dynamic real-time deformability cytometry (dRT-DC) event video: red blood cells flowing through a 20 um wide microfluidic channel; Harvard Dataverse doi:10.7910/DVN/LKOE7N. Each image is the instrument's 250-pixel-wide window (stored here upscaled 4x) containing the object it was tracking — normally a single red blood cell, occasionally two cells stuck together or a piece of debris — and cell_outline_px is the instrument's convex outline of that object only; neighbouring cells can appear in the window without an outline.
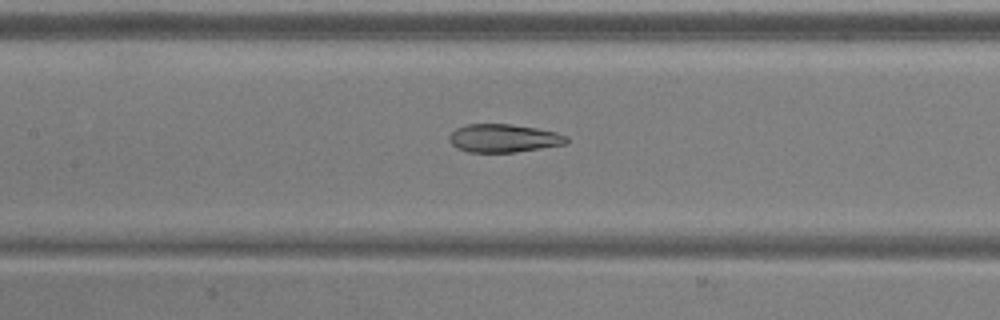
{"species": "common noctule bat (a hibernating species)", "species_latin": "Nyctalus noctula", "temperature_condition": "warm", "stored_images_in_passage": 30, "camera_frame_rate_fps": 3000, "um_per_image_px": 0.085, "animal": {"sex": "male", "body_mass_g": 20.5, "forearm_length_mm": 52.5}, "frame": {"image": 1, "passage_image": 13, "time_ms": 4.0, "image_size_px": [1000, 320], "cell_outline_px": [[568, 144], [516, 152], [468, 152], [456, 148], [448, 140], [448, 136], [456, 128], [464, 124], [512, 124], [536, 128], [556, 132], [568, 136]], "centroid_in_image_um": [42.81, 11.75], "position_along_channel_um": 164.6, "area_um2": 19.48}}
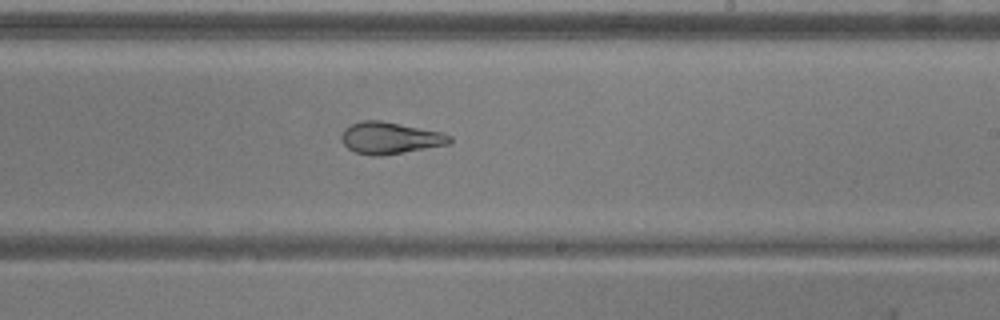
{"frame": {"image": 2, "passage_image": 20, "time_ms": 6.333, "image_size_px": [1000, 320], "cell_outline_px": [[452, 144], [380, 156], [372, 156], [356, 152], [348, 148], [344, 144], [340, 136], [344, 128], [352, 124], [364, 120], [380, 120], [444, 132], [452, 136]], "centroid_in_image_um": [33.2, 11.73], "position_along_channel_um": 255.8, "area_um2": 20.23}}
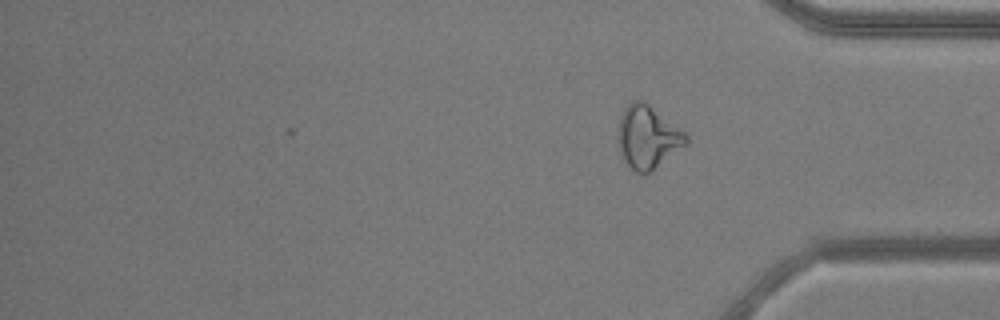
{"frame": {"image": 3, "passage_image": 30, "time_ms": 9.667, "image_size_px": [1000, 320], "cell_outline_px": [[688, 144], [652, 172], [636, 172], [624, 160], [620, 152], [616, 136], [620, 116], [624, 108], [632, 100], [644, 100], [684, 132], [688, 136]], "centroid_in_image_um": [55.04, 11.65], "position_along_channel_um": 380.2, "area_um2": 25.09}, "authors_computed_cell_mechanics": {"area_um2": 20.2589, "velocity_mm_per_s": 3.9258, "shape_relaxation_time_tau1_ms": null, "shape_relaxation_time_tau2_ms": 1.6205, "deformation_change_tau1": null, "deformation_change_tau2": 0.0681}}